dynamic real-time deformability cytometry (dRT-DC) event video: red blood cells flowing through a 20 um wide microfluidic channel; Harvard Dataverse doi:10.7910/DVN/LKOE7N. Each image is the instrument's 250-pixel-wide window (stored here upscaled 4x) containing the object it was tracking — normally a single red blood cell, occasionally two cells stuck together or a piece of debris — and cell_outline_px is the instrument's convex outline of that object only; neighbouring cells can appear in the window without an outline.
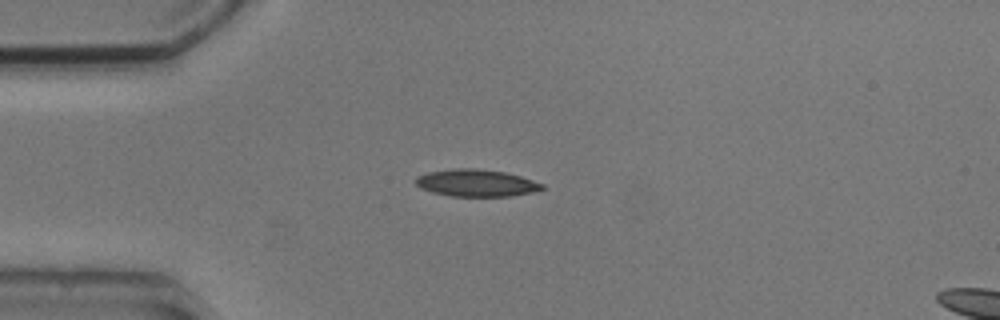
{"species": "common noctule bat (a hibernating species)", "species_latin": "Nyctalus noctula", "temperature_condition": "cold", "stored_images_in_passage": 2, "camera_frame_rate_fps": 3000, "um_per_image_px": 0.085, "animal": {"sex": "male", "body_mass_g": 20.5, "forearm_length_mm": 52.5}, "frame": {"image": 1, "passage_image": 1, "time_ms": 0.0, "image_size_px": [1000, 320], "cell_outline_px": [[544, 188], [532, 192], [512, 196], [448, 196], [432, 192], [420, 188], [416, 184], [416, 176], [428, 172], [456, 168], [476, 168], [504, 172], [520, 176], [544, 184]], "centroid_in_image_um": [40.46, 15.55], "position_along_channel_um": 44.5, "area_um2": 19.94}}
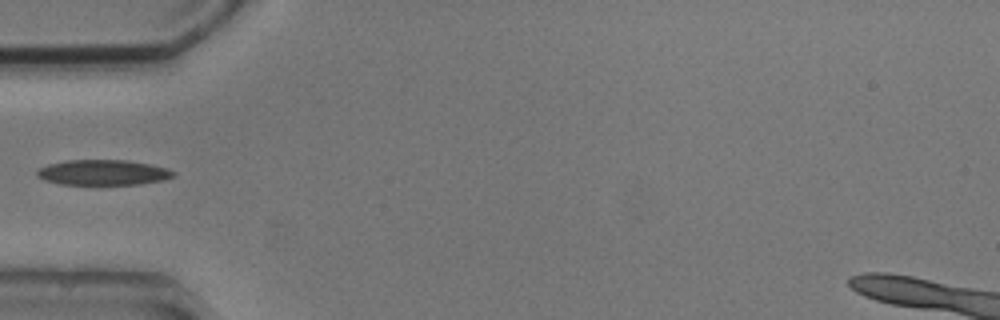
{"frame": {"image": 2, "passage_image": 2, "time_ms": 1.333, "image_size_px": [1000, 320], "cell_outline_px": [[176, 176], [164, 180], [140, 184], [60, 184], [44, 180], [36, 176], [36, 172], [40, 168], [48, 164], [64, 160], [128, 160], [168, 168], [176, 172]], "centroid_in_image_um": [8.78, 14.66], "position_along_channel_um": 76.2, "area_um2": 20.23}}